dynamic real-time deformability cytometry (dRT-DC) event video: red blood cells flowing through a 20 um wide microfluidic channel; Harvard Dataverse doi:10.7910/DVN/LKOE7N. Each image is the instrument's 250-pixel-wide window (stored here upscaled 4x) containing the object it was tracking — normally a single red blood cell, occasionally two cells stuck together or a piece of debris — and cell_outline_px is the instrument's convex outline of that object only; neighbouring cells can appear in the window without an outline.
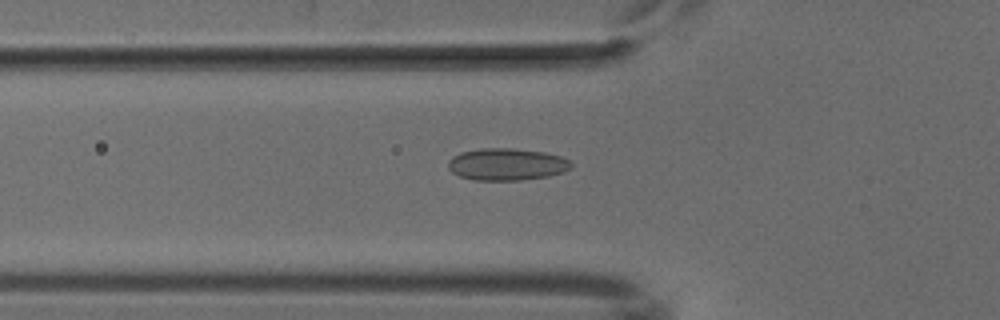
{"species": "common noctule bat (a hibernating species)", "species_latin": "Nyctalus noctula", "temperature_condition": "cold", "stored_images_in_passage": 48, "camera_frame_rate_fps": 3000, "um_per_image_px": 0.085, "animal": {"sex": "male", "body_mass_g": 18.8}, "frame": {"image": 1, "passage_image": 14, "time_ms": 4.333, "image_size_px": [1000, 320], "cell_outline_px": [[572, 164], [564, 172], [548, 176], [520, 180], [476, 180], [460, 176], [452, 172], [448, 168], [448, 160], [452, 156], [460, 152], [480, 148], [512, 148], [544, 152], [560, 156], [568, 160]], "centroid_in_image_um": [43.03, 13.96], "position_along_channel_um": 82.8, "area_um2": 22.95}}
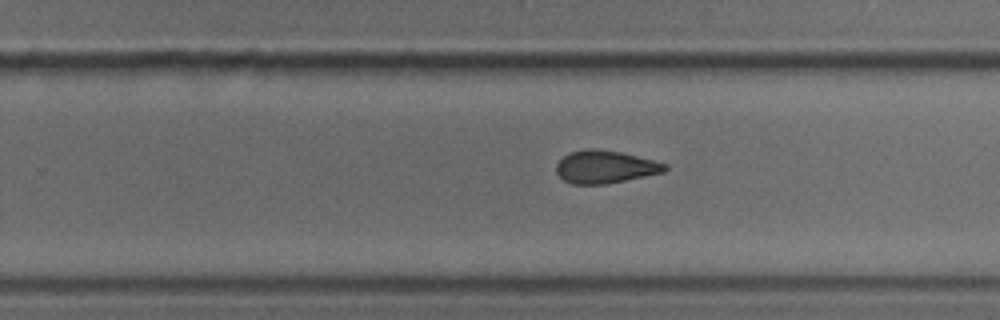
{"frame": {"image": 2, "passage_image": 29, "time_ms": 9.333, "image_size_px": [1000, 320], "cell_outline_px": [[668, 168], [664, 172], [608, 184], [572, 184], [564, 180], [556, 172], [556, 164], [564, 156], [572, 152], [584, 148], [592, 148], [620, 152], [668, 164]], "centroid_in_image_um": [51.43, 14.19], "position_along_channel_um": 278.4, "area_um2": 20.63}}
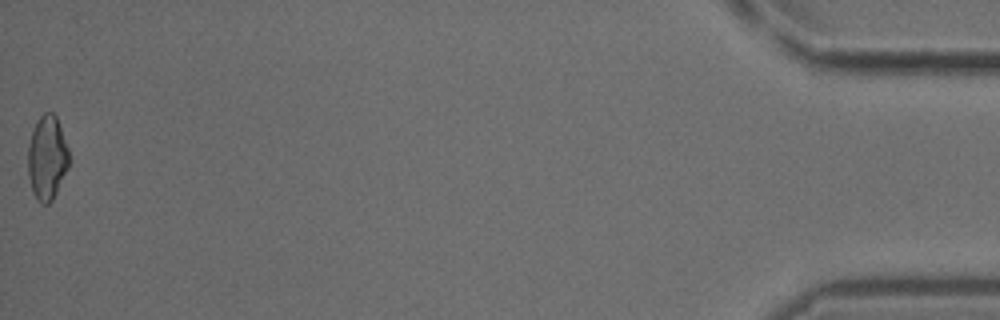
{"frame": {"image": 3, "passage_image": 48, "time_ms": 15.667, "image_size_px": [1000, 320], "cell_outline_px": [[68, 168], [52, 200], [48, 204], [40, 204], [36, 200], [28, 176], [28, 144], [32, 128], [36, 120], [44, 112], [52, 112], [56, 116], [68, 148]], "centroid_in_image_um": [3.98, 13.39], "position_along_channel_um": 431.2, "area_um2": 20.17}}